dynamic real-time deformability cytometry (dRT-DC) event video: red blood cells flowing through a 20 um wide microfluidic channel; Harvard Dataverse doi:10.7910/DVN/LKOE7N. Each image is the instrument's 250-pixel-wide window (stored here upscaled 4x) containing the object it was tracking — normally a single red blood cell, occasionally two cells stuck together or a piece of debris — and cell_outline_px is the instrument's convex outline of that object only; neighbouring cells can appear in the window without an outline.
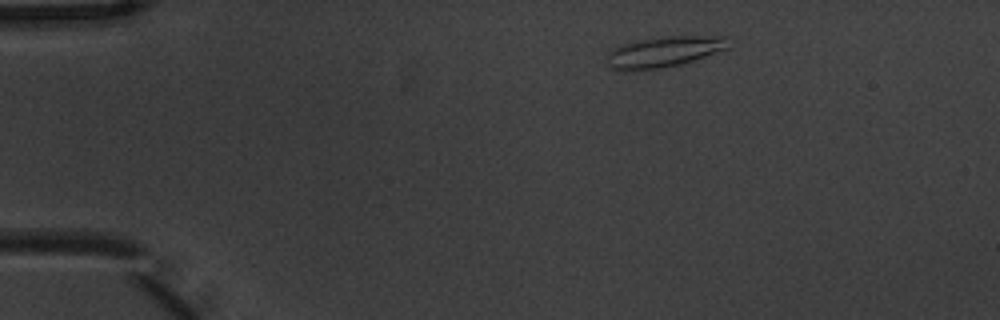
{"species": "common noctule bat (a hibernating species)", "species_latin": "Nyctalus noctula", "temperature_condition": "warm", "stored_images_in_passage": 3, "camera_frame_rate_fps": 3000, "um_per_image_px": 0.085, "animal": {"sex": "male", "body_mass_g": 20.1, "forearm_length_mm": 53.5}, "frame": {"image": 1, "passage_image": 1, "time_ms": 0.0, "image_size_px": [1000, 320], "cell_outline_px": [[728, 48], [680, 64], [660, 68], [624, 72], [608, 68], [608, 52], [616, 44], [652, 36], [728, 36]], "centroid_in_image_um": [56.32, 4.39], "position_along_channel_um": 28.7, "area_um2": 22.31}}